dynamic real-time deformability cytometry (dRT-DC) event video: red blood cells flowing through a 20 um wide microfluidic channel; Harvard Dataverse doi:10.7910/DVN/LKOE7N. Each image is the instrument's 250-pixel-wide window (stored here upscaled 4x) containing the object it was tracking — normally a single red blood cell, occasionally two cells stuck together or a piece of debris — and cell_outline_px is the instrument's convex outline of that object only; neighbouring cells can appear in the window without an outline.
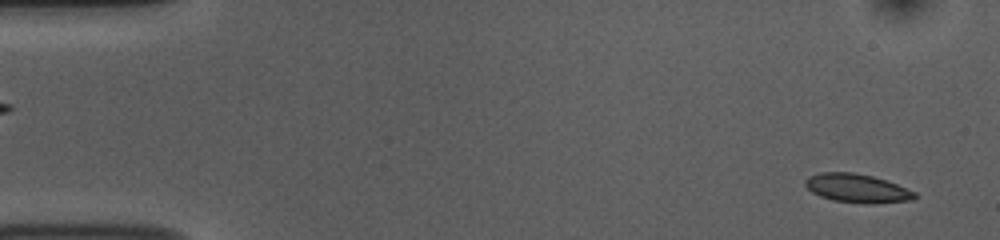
{"species": "common noctule bat (a hibernating species)", "species_latin": "Nyctalus noctula", "temperature_condition": "room temperature", "stored_images_in_passage": 52, "camera_frame_rate_fps": 3000, "um_per_image_px": 0.085, "animal": {"sex": "female", "body_mass_g": 10.0, "forearm_length_mm": 53.1}, "frame": {"image": 1, "passage_image": 2, "time_ms": 0.333, "image_size_px": [1000, 240], "cell_outline_px": [[916, 196], [912, 200], [876, 204], [864, 204], [832, 200], [820, 196], [812, 192], [804, 184], [804, 180], [808, 176], [820, 172], [852, 172], [872, 176], [896, 184], [916, 192]], "centroid_in_image_um": [72.83, 16.01], "position_along_channel_um": 12.2, "area_um2": 18.38}}
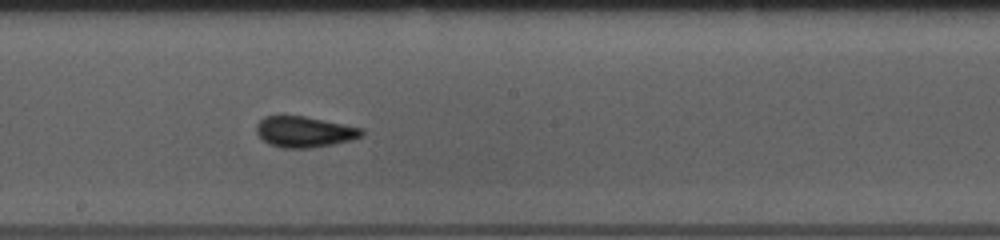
{"frame": {"image": 2, "passage_image": 28, "time_ms": 9.0, "image_size_px": [1000, 240], "cell_outline_px": [[364, 136], [352, 140], [312, 148], [284, 148], [268, 144], [256, 132], [256, 124], [264, 116], [304, 116], [364, 128]], "centroid_in_image_um": [25.9, 11.21], "position_along_channel_um": 222.3, "area_um2": 19.02}}
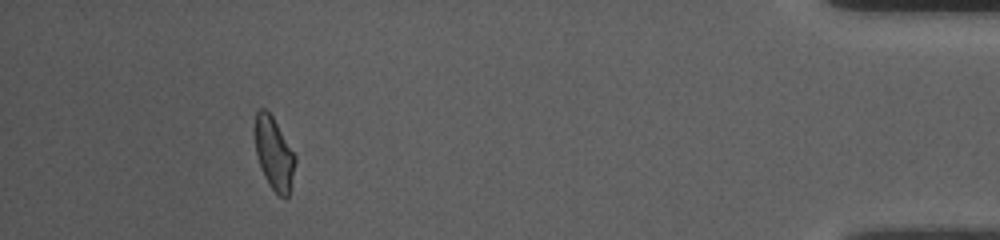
{"frame": {"image": 3, "passage_image": 48, "time_ms": 15.667, "image_size_px": [1000, 240], "cell_outline_px": [[296, 160], [288, 196], [284, 200], [276, 196], [264, 176], [256, 156], [252, 132], [252, 128], [256, 112], [260, 108], [264, 108], [272, 116], [296, 156]], "centroid_in_image_um": [23.23, 13.04], "position_along_channel_um": 412.0, "area_um2": 17.51}, "authors_computed_cell_mechanics": {"area_um2": 18.207, "velocity_mm_per_s": 3.7438, "shape_relaxation_time_tau1_ms": null, "shape_relaxation_time_tau2_ms": 1.1189, "deformation_change_tau1": null, "deformation_change_tau2": 0.0692}}